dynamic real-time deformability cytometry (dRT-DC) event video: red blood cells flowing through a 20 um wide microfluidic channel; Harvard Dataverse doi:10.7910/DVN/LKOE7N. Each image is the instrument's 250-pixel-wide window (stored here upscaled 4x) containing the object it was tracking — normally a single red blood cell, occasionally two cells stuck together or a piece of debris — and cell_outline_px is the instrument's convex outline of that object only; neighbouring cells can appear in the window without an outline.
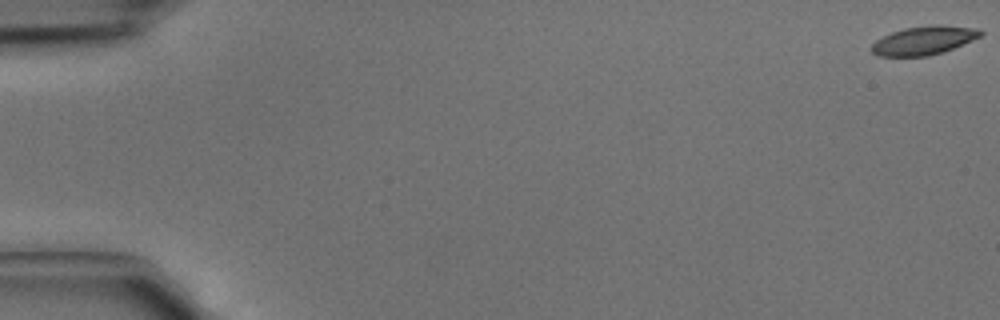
{"species": "common noctule bat (a hibernating species)", "species_latin": "Nyctalus noctula", "temperature_condition": "cold", "stored_images_in_passage": 5, "camera_frame_rate_fps": 3000, "um_per_image_px": 0.085, "animal": {"sex": "male", "body_mass_g": 15.6}, "frame": {"image": 1, "passage_image": 1, "time_ms": 0.0, "image_size_px": [1000, 320], "cell_outline_px": [[984, 32], [980, 36], [972, 40], [952, 48], [928, 56], [880, 56], [872, 52], [868, 48], [876, 40], [892, 32], [904, 28], [932, 24], [940, 24], [980, 28]], "centroid_in_image_um": [78.52, 3.41], "position_along_channel_um": 6.5, "area_um2": 18.21}}
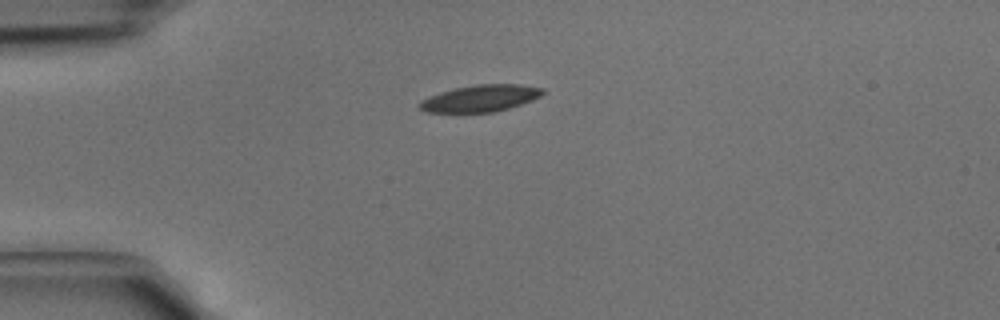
{"frame": {"image": 2, "passage_image": 4, "time_ms": 1.0, "image_size_px": [1000, 320], "cell_outline_px": [[544, 92], [540, 96], [532, 100], [508, 108], [492, 112], [428, 112], [420, 108], [420, 100], [428, 96], [452, 88], [476, 84], [520, 84], [544, 88]], "centroid_in_image_um": [40.83, 8.34], "position_along_channel_um": 44.2, "area_um2": 19.13}}